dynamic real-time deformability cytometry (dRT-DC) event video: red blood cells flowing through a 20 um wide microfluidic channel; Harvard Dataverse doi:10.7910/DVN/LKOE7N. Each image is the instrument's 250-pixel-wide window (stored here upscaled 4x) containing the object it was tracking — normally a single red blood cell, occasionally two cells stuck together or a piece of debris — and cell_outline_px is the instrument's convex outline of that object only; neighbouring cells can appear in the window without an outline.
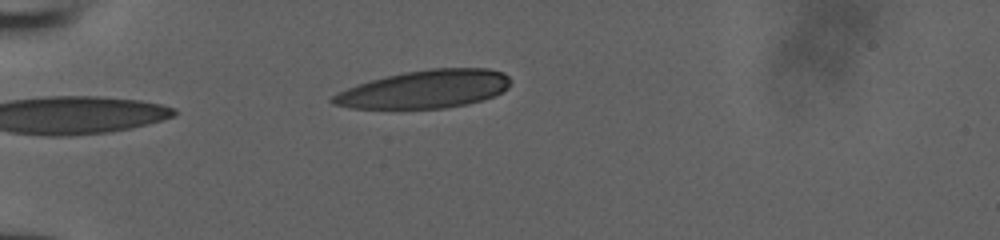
{"species": "human", "species_latin": "Homo sapiens", "temperature_condition": "room temperature", "stored_images_in_passage": 37, "camera_frame_rate_fps": 3000, "um_per_image_px": 0.085, "donor": {"sex": "male"}, "frame": {"image": 1, "passage_image": 1, "time_ms": 0.0, "image_size_px": [1000, 240], "cell_outline_px": [[512, 80], [508, 88], [484, 100], [468, 104], [444, 108], [352, 108], [332, 104], [328, 100], [336, 92], [356, 84], [404, 72], [432, 68], [488, 68], [504, 72]], "centroid_in_image_um": [36.11, 7.58], "position_along_channel_um": 48.9, "area_um2": 39.48}}
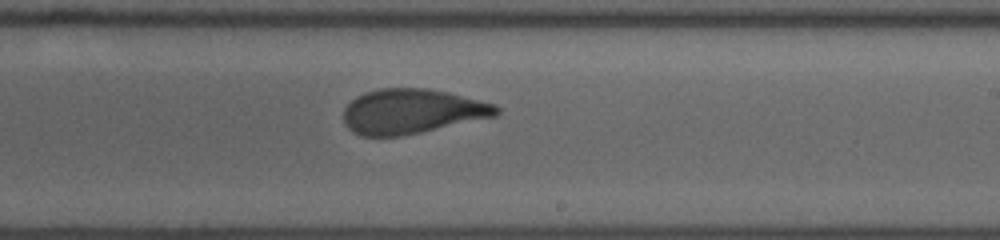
{"frame": {"image": 2, "passage_image": 18, "time_ms": 5.667, "image_size_px": [1000, 240], "cell_outline_px": [[500, 112], [496, 116], [420, 132], [400, 136], [360, 136], [352, 132], [344, 124], [344, 108], [356, 96], [364, 92], [380, 88], [428, 88], [448, 92], [496, 104], [500, 108]], "centroid_in_image_um": [35.0, 9.46], "position_along_channel_um": 254.0, "area_um2": 39.94}}
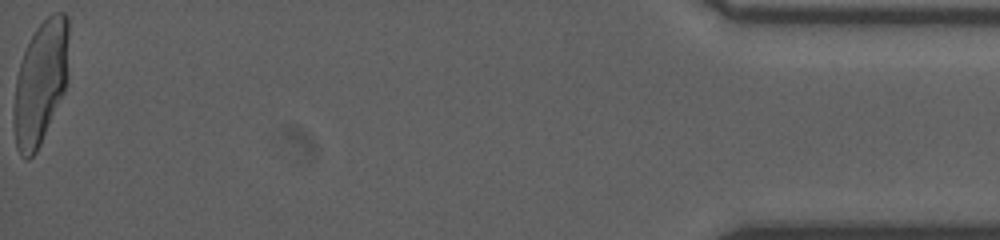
{"frame": {"image": 3, "passage_image": 37, "time_ms": 12.0, "image_size_px": [1000, 240], "cell_outline_px": [[68, 80], [64, 92], [40, 144], [36, 152], [28, 160], [24, 160], [20, 156], [16, 148], [12, 116], [12, 108], [16, 76], [24, 52], [36, 28], [52, 12], [64, 12], [68, 16]], "centroid_in_image_um": [3.43, 7.05], "position_along_channel_um": 431.8, "area_um2": 40.06}}